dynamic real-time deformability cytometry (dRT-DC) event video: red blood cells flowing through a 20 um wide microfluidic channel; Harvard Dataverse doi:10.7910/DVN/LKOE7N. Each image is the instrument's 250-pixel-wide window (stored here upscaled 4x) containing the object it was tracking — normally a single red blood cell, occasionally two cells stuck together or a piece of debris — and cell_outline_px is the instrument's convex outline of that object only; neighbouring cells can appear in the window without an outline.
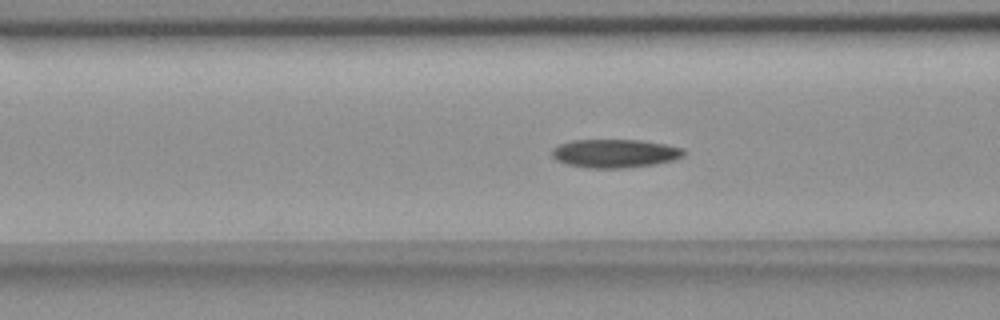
{"species": "common noctule bat (a hibernating species)", "species_latin": "Nyctalus noctula", "temperature_condition": "room temperature", "stored_images_in_passage": 48, "camera_frame_rate_fps": 3000, "um_per_image_px": 0.085, "animal": {"sex": "female", "body_mass_g": 18.4}, "frame": {"image": 1, "passage_image": 13, "time_ms": 4.0, "image_size_px": [1000, 320], "cell_outline_px": [[684, 156], [676, 160], [656, 164], [624, 168], [588, 168], [568, 164], [556, 160], [552, 156], [552, 148], [560, 144], [572, 140], [640, 140], [664, 144], [680, 148], [684, 152]], "centroid_in_image_um": [52.26, 13.04], "position_along_channel_um": 114.3, "area_um2": 21.85}}
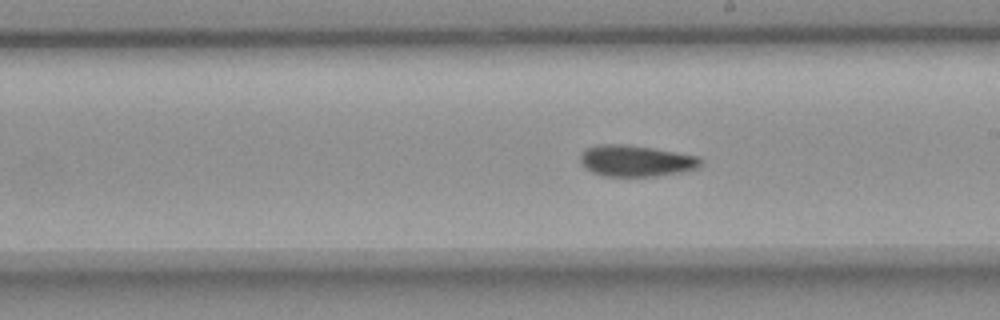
{"frame": {"image": 2, "passage_image": 23, "time_ms": 7.333, "image_size_px": [1000, 320], "cell_outline_px": [[704, 160], [700, 168], [684, 172], [656, 176], [604, 176], [592, 172], [584, 168], [580, 164], [580, 152], [584, 148], [600, 144], [624, 144], [652, 148], [696, 156]], "centroid_in_image_um": [54.03, 13.68], "position_along_channel_um": 235.0, "area_um2": 22.25}}
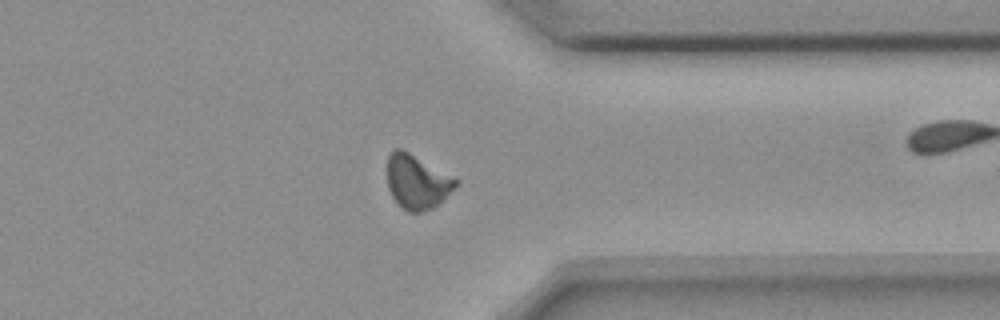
{"frame": {"image": 3, "passage_image": 35, "time_ms": 11.333, "image_size_px": [1000, 320], "cell_outline_px": [[460, 184], [432, 208], [420, 212], [408, 212], [392, 196], [388, 188], [388, 156], [396, 148], [400, 148], [408, 152], [460, 180]], "centroid_in_image_um": [35.47, 15.45], "position_along_channel_um": 375.9, "area_um2": 21.27}, "authors_computed_cell_mechanics": {"area_um2": 21.5883, "velocity_mm_per_s": 3.6316, "shape_relaxation_time_tau1_ms": 8.9403, "shape_relaxation_time_tau2_ms": 7.5489, "deformation_change_tau1": 0.195, "deformation_change_tau2": 0.1242}}